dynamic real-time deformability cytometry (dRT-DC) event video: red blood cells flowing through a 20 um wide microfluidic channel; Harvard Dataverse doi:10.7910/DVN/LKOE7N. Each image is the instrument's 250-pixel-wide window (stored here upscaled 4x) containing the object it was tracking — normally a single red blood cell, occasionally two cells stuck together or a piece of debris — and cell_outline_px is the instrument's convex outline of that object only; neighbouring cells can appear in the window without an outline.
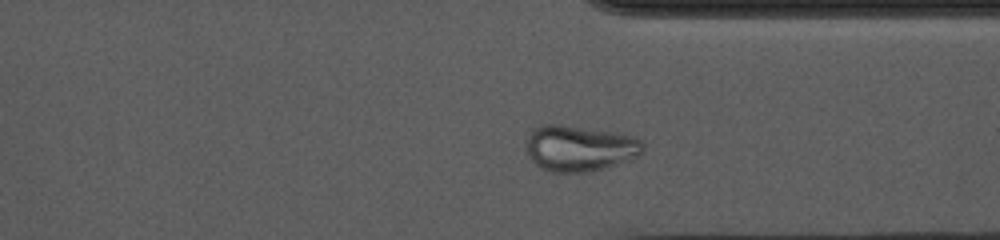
{"species": "common noctule bat (a hibernating species)", "species_latin": "Nyctalus noctula", "temperature_condition": "cold", "stored_images_in_passage": 48, "camera_frame_rate_fps": 3000, "um_per_image_px": 0.085, "animal": {"sex": "female", "body_mass_g": 10.0, "forearm_length_mm": 53.1}, "frame": {"image": 1, "passage_image": 37, "time_ms": 12.0, "image_size_px": [1000, 240], "cell_outline_px": [[644, 144], [640, 152], [636, 156], [616, 164], [604, 168], [584, 172], [552, 172], [536, 164], [528, 156], [528, 136], [532, 128], [540, 124], [556, 124], [616, 132], [636, 136]], "centroid_in_image_um": [49.25, 12.58], "position_along_channel_um": 362.1, "area_um2": 30.87}}
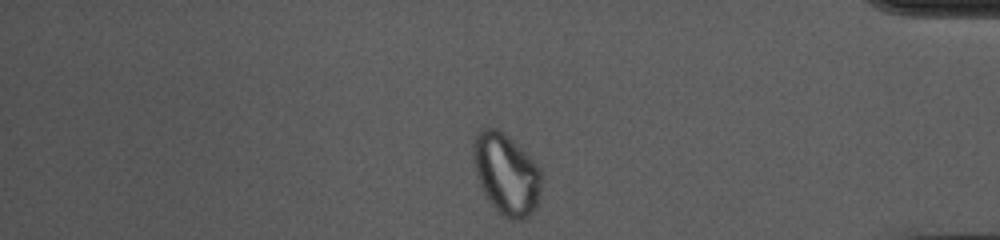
{"frame": {"image": 2, "passage_image": 42, "time_ms": 13.667, "image_size_px": [1000, 240], "cell_outline_px": [[544, 172], [540, 200], [536, 208], [524, 220], [512, 220], [504, 216], [492, 204], [484, 192], [476, 176], [472, 160], [472, 140], [480, 128], [496, 128], [504, 132]], "centroid_in_image_um": [43.05, 14.78], "position_along_channel_um": 392.2, "area_um2": 32.66}}